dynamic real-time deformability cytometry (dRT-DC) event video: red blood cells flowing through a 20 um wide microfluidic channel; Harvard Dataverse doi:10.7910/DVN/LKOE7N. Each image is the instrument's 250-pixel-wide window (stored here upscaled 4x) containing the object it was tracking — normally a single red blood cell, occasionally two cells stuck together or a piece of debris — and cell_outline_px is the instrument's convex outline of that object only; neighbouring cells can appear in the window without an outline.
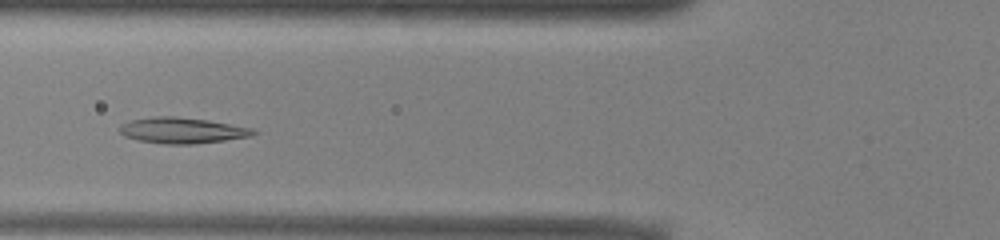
{"species": "common noctule bat (a hibernating species)", "species_latin": "Nyctalus noctula", "temperature_condition": "warm", "stored_images_in_passage": 46, "camera_frame_rate_fps": 3000, "um_per_image_px": 0.085, "animal": {"sex": "male", "body_mass_g": 13.0, "forearm_length_mm": 53.1}, "frame": {"image": 1, "passage_image": 14, "time_ms": 4.333, "image_size_px": [1000, 240], "cell_outline_px": [[260, 132], [252, 136], [224, 140], [192, 144], [164, 144], [140, 140], [124, 136], [120, 132], [120, 124], [132, 120], [152, 116], [172, 116], [208, 120], [252, 128]], "centroid_in_image_um": [15.5, 11.08], "position_along_channel_um": 110.3, "area_um2": 20.06}}
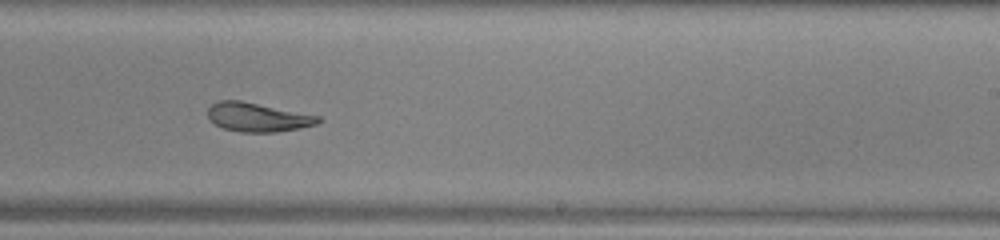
{"frame": {"image": 2, "passage_image": 26, "time_ms": 8.333, "image_size_px": [1000, 240], "cell_outline_px": [[324, 120], [316, 124], [300, 128], [276, 132], [240, 132], [224, 128], [216, 124], [208, 116], [208, 108], [212, 104], [220, 100], [240, 100], [320, 116]], "centroid_in_image_um": [21.93, 9.96], "position_along_channel_um": 267.1, "area_um2": 18.5}}
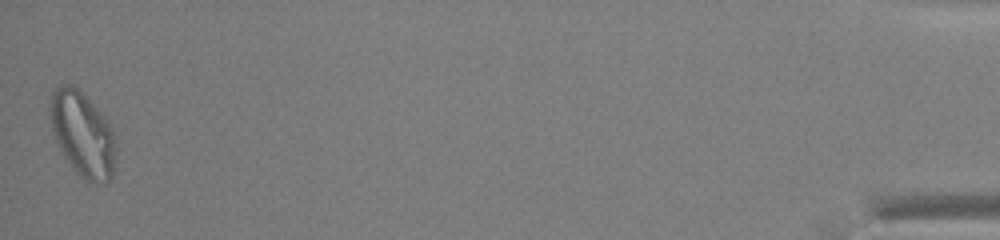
{"frame": {"image": 3, "passage_image": 46, "time_ms": 15.0, "image_size_px": [1000, 240], "cell_outline_px": [[116, 152], [112, 176], [104, 184], [88, 184], [76, 172], [60, 152], [56, 144], [52, 132], [48, 112], [48, 108], [52, 92], [60, 84], [72, 84], [108, 120], [116, 136]], "centroid_in_image_um": [7.0, 11.45], "position_along_channel_um": 428.2, "area_um2": 33.18}, "authors_computed_cell_mechanics": {"area_um2": 20.5768, "velocity_mm_per_s": 3.9287, "shape_relaxation_time_tau1_ms": null, "shape_relaxation_time_tau2_ms": 1.9044, "deformation_change_tau1": null, "deformation_change_tau2": 0.0805}}